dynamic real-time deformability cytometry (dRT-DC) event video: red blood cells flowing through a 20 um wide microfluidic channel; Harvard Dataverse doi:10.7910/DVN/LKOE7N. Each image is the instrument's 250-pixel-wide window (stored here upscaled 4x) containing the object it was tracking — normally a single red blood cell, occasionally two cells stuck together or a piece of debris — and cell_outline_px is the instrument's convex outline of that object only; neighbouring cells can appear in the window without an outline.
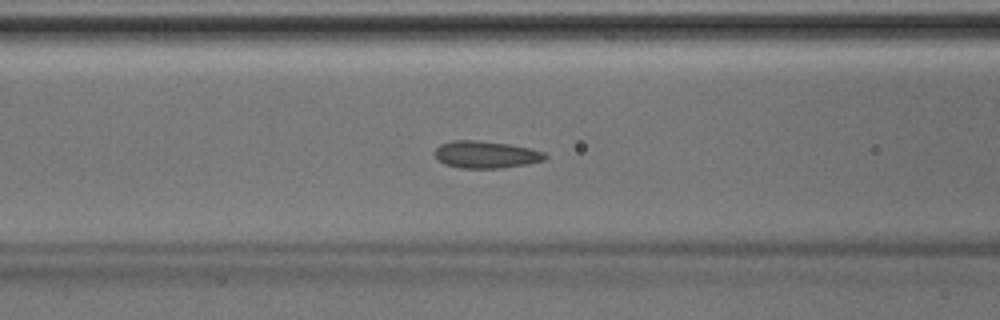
{"species": "Egyptian fruit bat (a non-hibernating species)", "species_latin": "Rousettus aegyptiacus", "temperature_condition": "room temperature", "stored_images_in_passage": 46, "camera_frame_rate_fps": 3000, "um_per_image_px": 0.085, "animal": {"sex": "male"}, "frame": {"image": 1, "passage_image": 18, "time_ms": 5.667, "image_size_px": [1000, 320], "cell_outline_px": [[548, 156], [544, 160], [528, 164], [500, 168], [460, 168], [444, 164], [432, 152], [440, 144], [452, 140], [480, 140], [508, 144], [528, 148], [544, 152]], "centroid_in_image_um": [41.28, 13.13], "position_along_channel_um": 125.3, "area_um2": 17.51}}
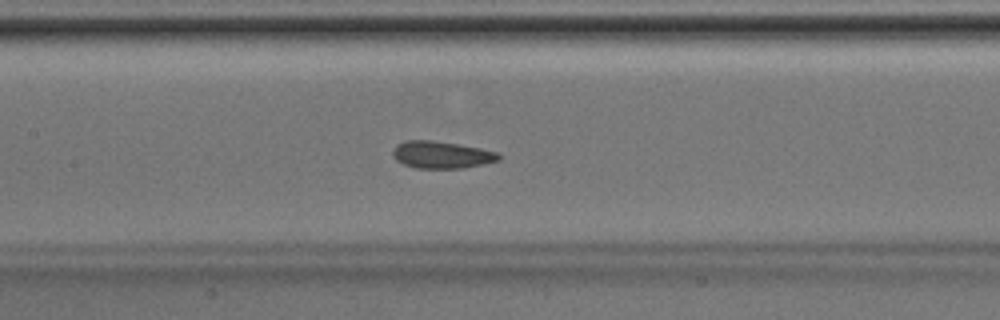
{"frame": {"image": 2, "passage_image": 21, "time_ms": 6.667, "image_size_px": [1000, 320], "cell_outline_px": [[500, 160], [484, 164], [464, 168], [416, 168], [404, 164], [396, 160], [392, 156], [392, 152], [396, 144], [404, 140], [432, 140], [480, 148], [496, 152], [500, 156]], "centroid_in_image_um": [37.5, 13.15], "position_along_channel_um": 169.9, "area_um2": 16.76}}
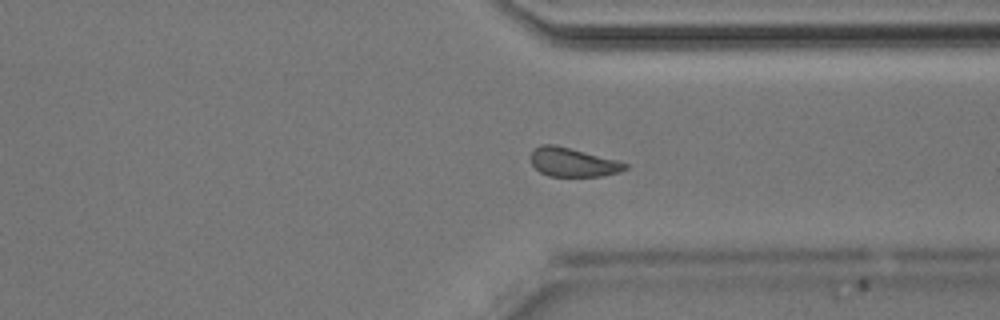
{"frame": {"image": 3, "passage_image": 34, "time_ms": 11.0, "image_size_px": [1000, 320], "cell_outline_px": [[628, 168], [620, 172], [600, 176], [548, 176], [540, 172], [532, 164], [532, 152], [540, 144], [556, 144], [616, 160], [628, 164]], "centroid_in_image_um": [48.7, 13.79], "position_along_channel_um": 362.7, "area_um2": 15.72}}